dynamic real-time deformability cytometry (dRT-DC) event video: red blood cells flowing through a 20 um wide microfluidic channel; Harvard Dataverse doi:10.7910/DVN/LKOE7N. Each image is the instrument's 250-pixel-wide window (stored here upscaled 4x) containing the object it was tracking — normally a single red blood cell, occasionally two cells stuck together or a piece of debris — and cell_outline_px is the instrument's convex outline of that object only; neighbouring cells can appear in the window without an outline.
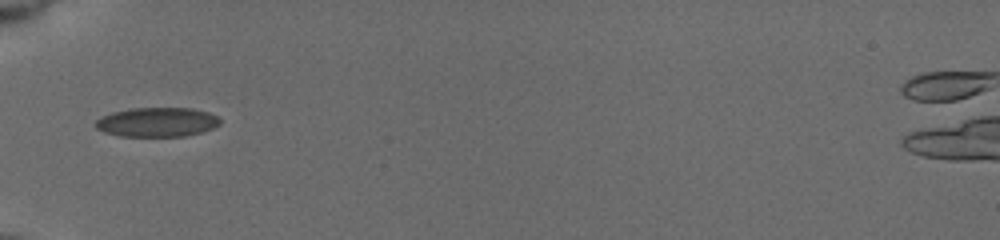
{"species": "common noctule bat (a hibernating species)", "species_latin": "Nyctalus noctula", "temperature_condition": "cold", "stored_images_in_passage": 31, "camera_frame_rate_fps": 3000, "um_per_image_px": 0.085, "animal": {"sex": "female", "body_mass_g": 19.5, "forearm_length_mm": 54.1}, "frame": {"image": 1, "passage_image": 1, "time_ms": 0.0, "image_size_px": [1000, 240], "cell_outline_px": [[220, 124], [212, 128], [200, 132], [184, 136], [120, 136], [104, 132], [96, 128], [96, 120], [100, 116], [112, 112], [132, 108], [192, 108], [208, 112], [216, 116], [220, 120]], "centroid_in_image_um": [13.32, 10.37], "position_along_channel_um": 71.7, "area_um2": 21.21}}
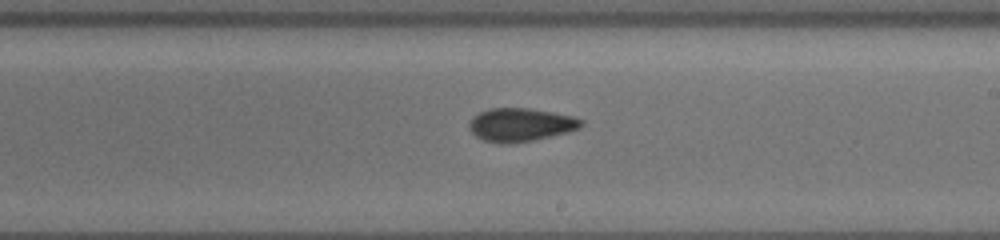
{"frame": {"image": 2, "passage_image": 15, "time_ms": 4.667, "image_size_px": [1000, 240], "cell_outline_px": [[584, 124], [580, 128], [568, 132], [532, 140], [512, 144], [500, 144], [484, 140], [476, 136], [468, 128], [468, 124], [480, 112], [488, 108], [528, 108], [552, 112], [572, 116], [584, 120]], "centroid_in_image_um": [44.26, 10.61], "position_along_channel_um": 244.7, "area_um2": 21.73}}
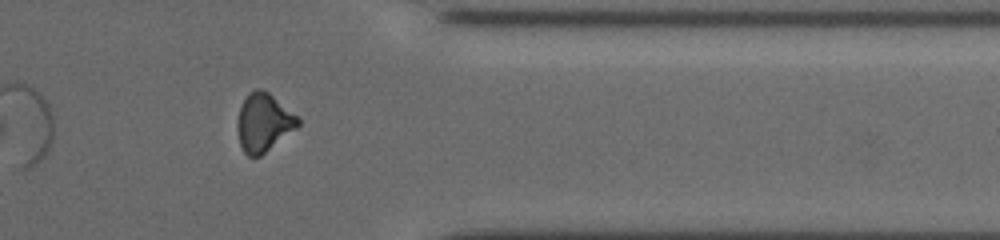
{"frame": {"image": 3, "passage_image": 27, "time_ms": 8.667, "image_size_px": [1000, 240], "cell_outline_px": [[300, 124], [296, 128], [260, 156], [248, 156], [244, 152], [240, 144], [236, 128], [236, 124], [240, 108], [244, 100], [256, 88], [260, 88], [268, 92], [300, 116]], "centroid_in_image_um": [22.42, 10.41], "position_along_channel_um": 389.0, "area_um2": 20.46}, "authors_computed_cell_mechanics": {"area_um2": 21.2126, "velocity_mm_per_s": 3.7701, "shape_relaxation_time_tau1_ms": 4.7602, "shape_relaxation_time_tau2_ms": 7.8642, "deformation_change_tau1": 0.1229, "deformation_change_tau2": 0.122}}